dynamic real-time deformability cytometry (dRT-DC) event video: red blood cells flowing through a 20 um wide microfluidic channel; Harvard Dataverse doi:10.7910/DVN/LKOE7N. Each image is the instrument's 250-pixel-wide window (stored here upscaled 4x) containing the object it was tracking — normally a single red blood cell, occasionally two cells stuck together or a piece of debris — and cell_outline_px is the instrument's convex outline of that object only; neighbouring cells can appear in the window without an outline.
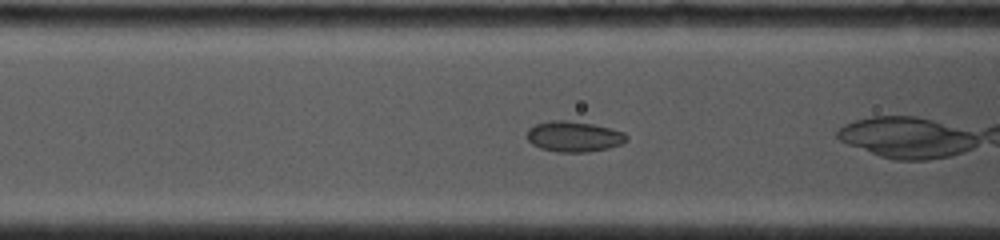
{"species": "common noctule bat (a hibernating species)", "species_latin": "Nyctalus noctula", "temperature_condition": "cold", "stored_images_in_passage": 27, "camera_frame_rate_fps": 4500, "um_per_image_px": 0.085, "animal": {"sex": "female", "body_mass_g": 19.0, "forearm_length_mm": 53.3}, "frame": {"image": 1, "passage_image": 5, "time_ms": 1.778, "image_size_px": [1000, 240], "cell_outline_px": [[628, 140], [620, 144], [608, 148], [588, 152], [556, 152], [540, 148], [532, 144], [528, 140], [528, 128], [536, 124], [552, 120], [564, 120], [592, 124], [612, 128], [624, 132], [628, 136]], "centroid_in_image_um": [48.79, 11.61], "position_along_channel_um": 117.8, "area_um2": 17.74}, "authors_computed_cell_mechanics": {"area_um2": 17.34, "velocity_mm_per_s": 3.9522, "shape_relaxation_time_tau1_ms": 2.7663, "shape_relaxation_time_tau2_ms": null, "deformation_change_tau1": 0.0866, "deformation_change_tau2": null}}